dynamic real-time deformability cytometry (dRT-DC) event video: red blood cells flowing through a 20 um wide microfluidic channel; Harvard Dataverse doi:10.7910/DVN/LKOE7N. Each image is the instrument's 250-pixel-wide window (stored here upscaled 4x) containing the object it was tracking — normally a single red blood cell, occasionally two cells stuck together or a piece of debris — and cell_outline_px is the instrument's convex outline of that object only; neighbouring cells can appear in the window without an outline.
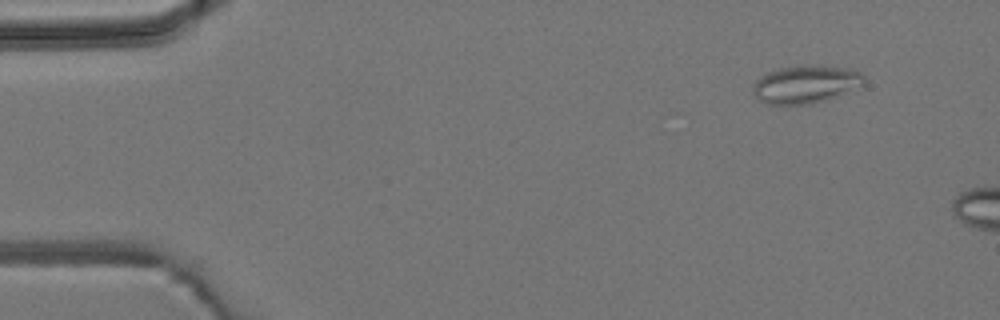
{"species": "common noctule bat (a hibernating species)", "species_latin": "Nyctalus noctula", "temperature_condition": "room temperature", "stored_images_in_passage": 2, "camera_frame_rate_fps": 3000, "um_per_image_px": 0.085, "animal": {"sex": "male", "body_mass_g": 19.2, "forearm_length_mm": 51.8}, "frame": {"image": 1, "passage_image": 1, "time_ms": 0.0, "image_size_px": [1000, 320], "cell_outline_px": [[864, 84], [824, 100], [812, 104], [768, 104], [760, 100], [752, 92], [752, 84], [760, 76], [768, 72], [780, 68], [804, 64], [816, 64], [848, 68], [860, 72], [864, 76]], "centroid_in_image_um": [68.45, 7.13], "position_along_channel_um": 16.6, "area_um2": 24.51}}